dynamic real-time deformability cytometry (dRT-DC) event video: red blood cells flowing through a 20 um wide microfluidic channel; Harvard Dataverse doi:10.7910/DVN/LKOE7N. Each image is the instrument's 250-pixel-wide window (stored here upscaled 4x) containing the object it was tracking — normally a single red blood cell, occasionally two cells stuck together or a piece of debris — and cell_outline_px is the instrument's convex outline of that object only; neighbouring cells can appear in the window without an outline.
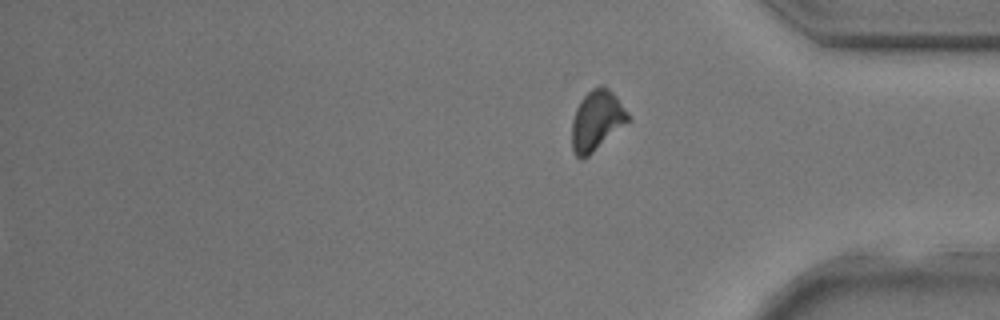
{"species": "common noctule bat (a hibernating species)", "species_latin": "Nyctalus noctula", "temperature_condition": "room temperature", "stored_images_in_passage": 32, "segment_of_instrument_passage": [2, 2], "camera_frame_rate_fps": 3000, "um_per_image_px": 0.085, "animal": {"sex": "male", "body_mass_g": 17.9, "forearm_length_mm": 54.2}, "frame": {"image": 1, "passage_image": 32, "time_ms": 10.333, "image_size_px": [1000, 320], "cell_outline_px": [[632, 120], [588, 156], [580, 160], [576, 156], [572, 148], [572, 120], [576, 108], [580, 100], [592, 88], [600, 84], [604, 84], [616, 96], [632, 116]], "centroid_in_image_um": [50.75, 10.23], "position_along_channel_um": 384.4, "area_um2": 20.06}}